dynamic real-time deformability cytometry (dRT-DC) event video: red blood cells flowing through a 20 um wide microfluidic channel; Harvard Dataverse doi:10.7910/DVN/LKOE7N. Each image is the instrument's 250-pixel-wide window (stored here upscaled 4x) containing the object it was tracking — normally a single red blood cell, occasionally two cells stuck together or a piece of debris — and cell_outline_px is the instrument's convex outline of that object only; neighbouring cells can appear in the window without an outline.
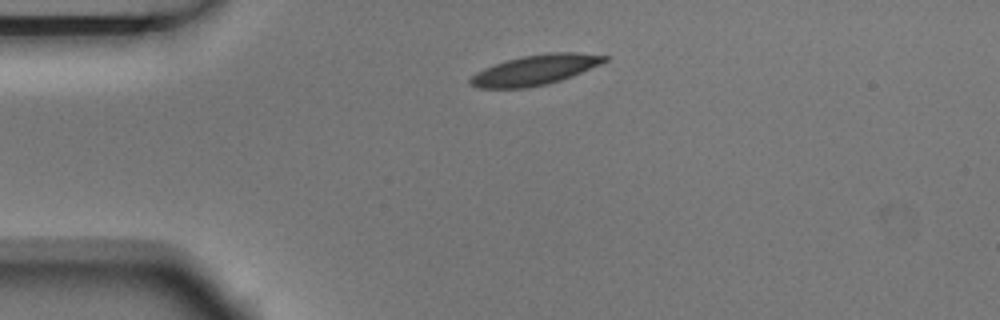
{"species": "Egyptian fruit bat (a non-hibernating species)", "species_latin": "Rousettus aegyptiacus", "temperature_condition": "room temperature", "stored_images_in_passage": 3, "camera_frame_rate_fps": 3000, "um_per_image_px": 0.085, "animal": {"sex": "male"}, "frame": {"image": 1, "passage_image": 1, "time_ms": 0.0, "image_size_px": [1000, 320], "cell_outline_px": [[608, 60], [600, 64], [572, 76], [548, 84], [528, 88], [480, 88], [468, 84], [468, 80], [476, 72], [484, 68], [508, 60], [524, 56], [548, 52], [576, 52], [608, 56]], "centroid_in_image_um": [45.48, 5.95], "position_along_channel_um": 39.5, "area_um2": 23.41}}
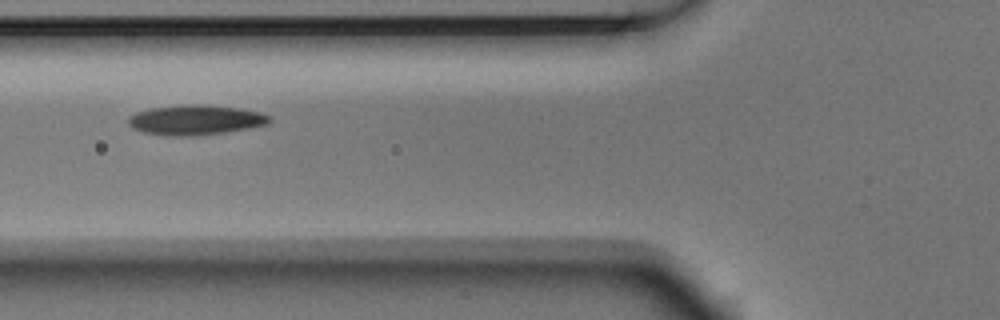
{"frame": {"image": 2, "passage_image": 3, "time_ms": 0.667, "image_size_px": [1000, 320], "cell_outline_px": [[272, 120], [268, 124], [248, 128], [224, 132], [192, 136], [164, 136], [144, 132], [132, 128], [128, 124], [128, 116], [136, 112], [152, 108], [184, 104], [200, 104], [236, 108], [260, 112], [272, 116]], "centroid_in_image_um": [16.6, 10.2], "position_along_channel_um": 109.2, "area_um2": 24.68}}